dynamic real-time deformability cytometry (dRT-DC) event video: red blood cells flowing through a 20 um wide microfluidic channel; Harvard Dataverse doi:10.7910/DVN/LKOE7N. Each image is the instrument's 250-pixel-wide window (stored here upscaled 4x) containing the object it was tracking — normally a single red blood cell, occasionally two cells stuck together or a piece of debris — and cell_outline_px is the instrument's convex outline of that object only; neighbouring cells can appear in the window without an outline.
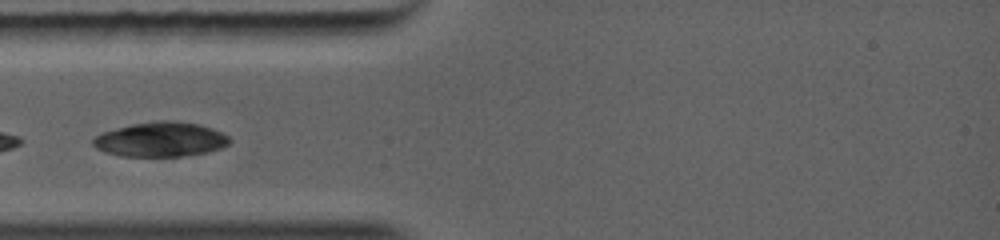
{"species": "common noctule bat (a hibernating species)", "species_latin": "Nyctalus noctula", "temperature_condition": "warm", "stored_images_in_passage": 5, "camera_frame_rate_fps": 5000, "um_per_image_px": 0.085, "animal": {"sex": "female", "body_mass_g": 19.0, "forearm_length_mm": 56.7}, "frame": {"image": 1, "passage_image": 1, "time_ms": 0.0, "image_size_px": [1000, 240], "cell_outline_px": [[232, 140], [224, 148], [192, 156], [120, 156], [104, 152], [96, 148], [92, 144], [92, 140], [96, 136], [104, 132], [136, 124], [196, 124], [220, 132], [228, 136]], "centroid_in_image_um": [13.67, 11.94], "position_along_channel_um": 71.3, "area_um2": 26.3}}
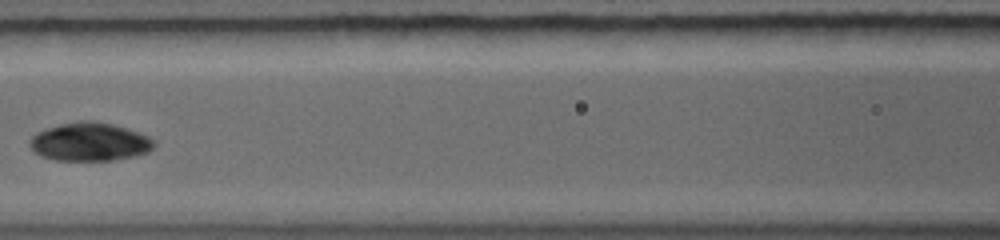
{"frame": {"image": 2, "passage_image": 3, "time_ms": 1.8, "image_size_px": [1000, 240], "cell_outline_px": [[152, 148], [148, 152], [136, 156], [116, 160], [48, 160], [40, 156], [32, 148], [32, 140], [40, 132], [52, 128], [72, 124], [100, 124], [116, 128], [140, 136], [148, 140], [152, 144]], "centroid_in_image_um": [7.55, 12.18], "position_along_channel_um": 159.0, "area_um2": 25.09}}
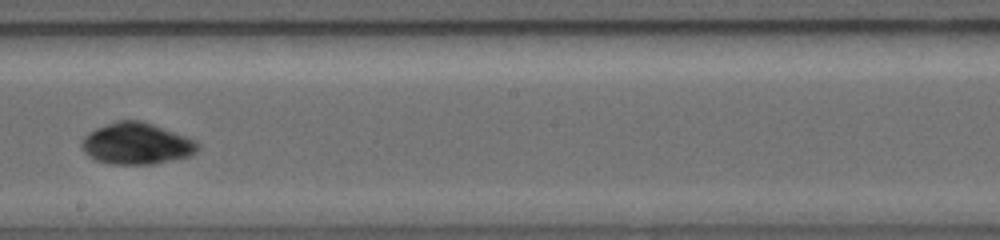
{"frame": {"image": 3, "passage_image": 5, "time_ms": 3.4, "image_size_px": [1000, 240], "cell_outline_px": [[196, 152], [192, 156], [156, 164], [112, 164], [96, 160], [84, 148], [84, 140], [92, 132], [100, 128], [120, 120], [132, 120], [156, 128], [188, 140], [196, 144]], "centroid_in_image_um": [11.59, 12.28], "position_along_channel_um": 236.6, "area_um2": 25.89}}